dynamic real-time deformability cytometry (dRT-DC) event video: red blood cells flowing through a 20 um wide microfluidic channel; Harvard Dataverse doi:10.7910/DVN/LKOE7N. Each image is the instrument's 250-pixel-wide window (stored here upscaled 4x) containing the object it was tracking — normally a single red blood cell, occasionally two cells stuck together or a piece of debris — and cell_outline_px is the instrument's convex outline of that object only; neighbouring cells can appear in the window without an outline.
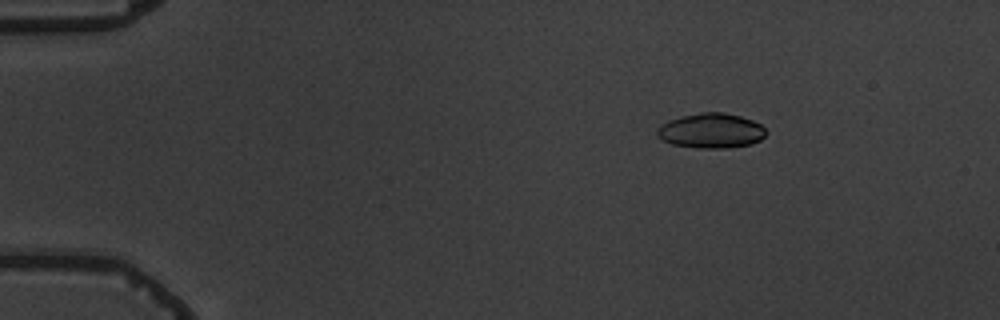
{"species": "common noctule bat (a hibernating species)", "species_latin": "Nyctalus noctula", "temperature_condition": "warm", "stored_images_in_passage": 4, "camera_frame_rate_fps": 3000, "um_per_image_px": 0.085, "animal": {"sex": "male", "body_mass_g": 19.5, "forearm_length_mm": 54.6}, "frame": {"image": 1, "passage_image": 4, "time_ms": 3.667, "image_size_px": [1000, 320], "cell_outline_px": [[764, 136], [760, 140], [752, 144], [728, 148], [700, 148], [672, 144], [656, 136], [656, 128], [668, 120], [680, 116], [700, 112], [724, 112], [740, 116], [752, 120], [760, 124], [764, 128]], "centroid_in_image_um": [60.41, 11.1], "position_along_channel_um": 24.6, "area_um2": 22.2}}